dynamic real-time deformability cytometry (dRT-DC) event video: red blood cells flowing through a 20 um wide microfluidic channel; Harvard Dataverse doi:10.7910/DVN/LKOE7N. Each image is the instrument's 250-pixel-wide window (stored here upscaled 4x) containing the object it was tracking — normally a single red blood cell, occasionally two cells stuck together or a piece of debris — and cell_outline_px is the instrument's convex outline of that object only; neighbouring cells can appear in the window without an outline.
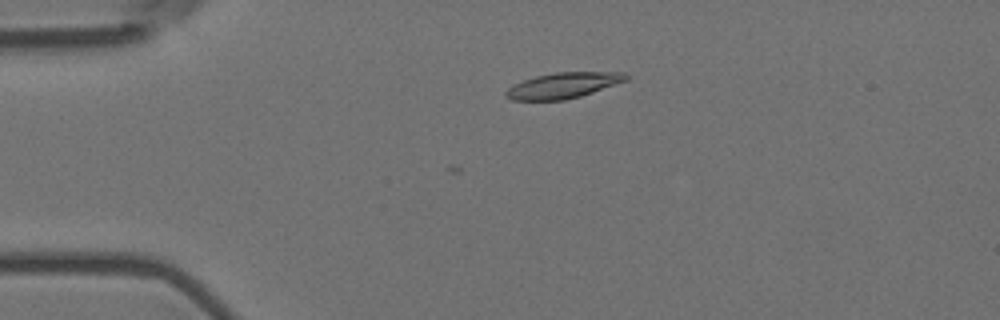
{"species": "Egyptian fruit bat (a non-hibernating species)", "species_latin": "Rousettus aegyptiacus", "temperature_condition": "room temperature", "stored_images_in_passage": 6, "camera_frame_rate_fps": 3000, "um_per_image_px": 0.085, "animal": {"sex": "female"}, "frame": {"image": 1, "passage_image": 4, "time_ms": 1.0, "image_size_px": [1000, 320], "cell_outline_px": [[628, 80], [580, 96], [564, 100], [512, 100], [504, 96], [504, 92], [508, 88], [524, 80], [536, 76], [556, 72], [624, 72], [628, 76]], "centroid_in_image_um": [47.86, 7.26], "position_along_channel_um": 37.1, "area_um2": 17.8}}
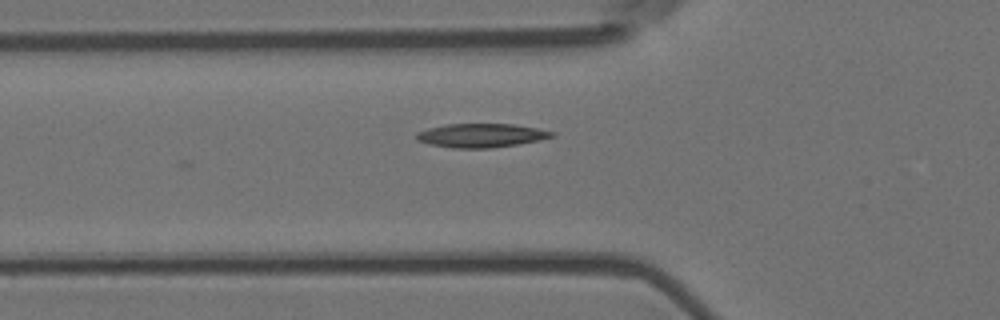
{"frame": {"image": 2, "passage_image": 6, "time_ms": 1.667, "image_size_px": [1000, 320], "cell_outline_px": [[556, 136], [540, 140], [492, 148], [452, 148], [428, 144], [416, 140], [416, 132], [428, 128], [448, 124], [516, 124], [556, 132]], "centroid_in_image_um": [40.9, 11.51], "position_along_channel_um": 84.9, "area_um2": 18.9}}